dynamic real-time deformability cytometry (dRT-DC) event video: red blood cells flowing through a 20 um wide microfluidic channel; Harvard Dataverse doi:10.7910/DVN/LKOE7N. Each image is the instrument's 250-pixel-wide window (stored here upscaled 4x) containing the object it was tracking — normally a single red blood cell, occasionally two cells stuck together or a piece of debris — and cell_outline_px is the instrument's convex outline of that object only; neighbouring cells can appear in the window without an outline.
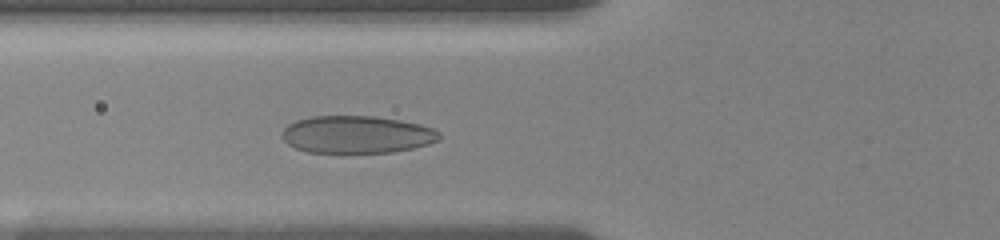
{"species": "human", "species_latin": "Homo sapiens", "temperature_condition": "room temperature", "stored_images_in_passage": 19, "camera_frame_rate_fps": 3000, "um_per_image_px": 0.085, "donor": {"sex": "female"}, "frame": {"image": 1, "passage_image": 6, "time_ms": 1.667, "image_size_px": [1000, 240], "cell_outline_px": [[440, 140], [428, 144], [412, 148], [392, 152], [308, 152], [296, 148], [288, 144], [280, 136], [284, 128], [288, 124], [296, 120], [312, 116], [376, 116], [400, 120], [420, 124], [432, 128], [440, 132]], "centroid_in_image_um": [30.32, 11.42], "position_along_channel_um": 95.5, "area_um2": 34.33}}
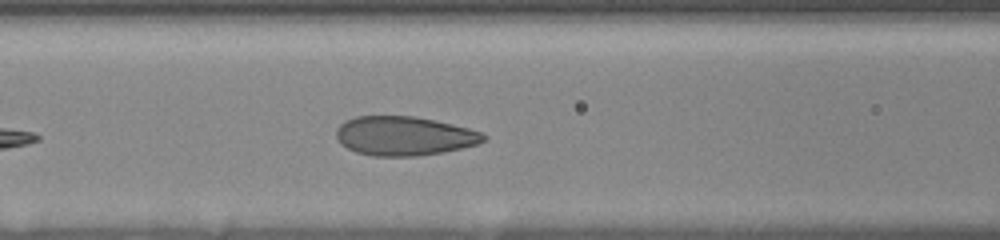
{"frame": {"image": 2, "passage_image": 9, "time_ms": 2.667, "image_size_px": [1000, 240], "cell_outline_px": [[488, 140], [476, 144], [444, 152], [416, 156], [372, 156], [356, 152], [340, 144], [336, 136], [336, 128], [344, 120], [356, 116], [416, 116], [452, 124], [484, 132], [488, 136]], "centroid_in_image_um": [34.35, 11.55], "position_along_channel_um": 132.2, "area_um2": 33.87}}